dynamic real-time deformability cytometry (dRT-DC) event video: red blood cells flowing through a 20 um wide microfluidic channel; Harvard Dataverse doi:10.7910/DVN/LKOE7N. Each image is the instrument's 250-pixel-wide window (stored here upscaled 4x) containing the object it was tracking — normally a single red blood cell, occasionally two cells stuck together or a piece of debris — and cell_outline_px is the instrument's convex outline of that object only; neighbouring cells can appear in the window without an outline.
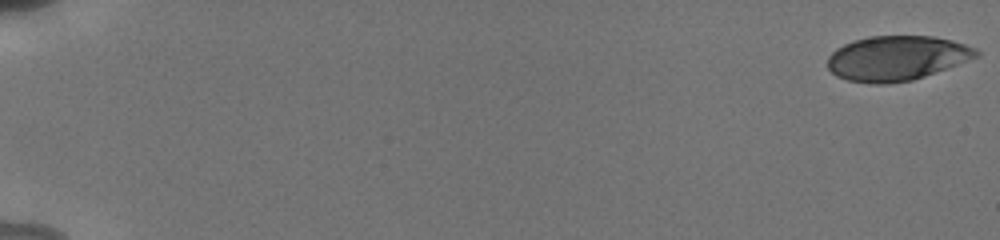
{"species": "human", "species_latin": "Homo sapiens", "temperature_condition": "cold", "stored_images_in_passage": 56, "camera_frame_rate_fps": 3000, "um_per_image_px": 0.085, "donor": {"sex": "male"}, "frame": {"image": 1, "passage_image": 1, "time_ms": 0.0, "image_size_px": [1000, 240], "cell_outline_px": [[980, 56], [924, 76], [912, 80], [888, 84], [872, 84], [848, 80], [836, 76], [828, 68], [828, 56], [836, 48], [844, 44], [868, 36], [932, 36], [952, 40], [976, 48], [980, 52]], "centroid_in_image_um": [76.22, 4.94], "position_along_channel_um": 8.8, "area_um2": 38.73}}
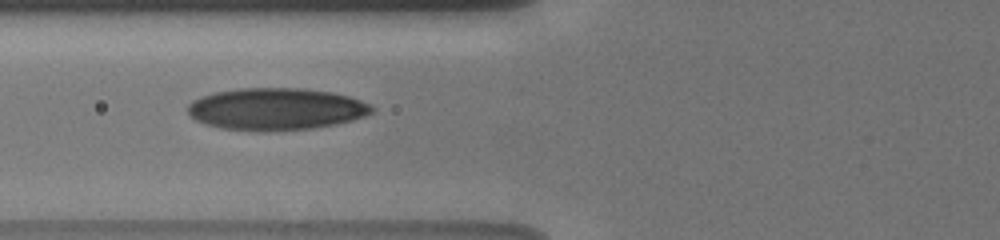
{"frame": {"image": 2, "passage_image": 24, "time_ms": 7.667, "image_size_px": [1000, 240], "cell_outline_px": [[376, 108], [372, 112], [364, 116], [352, 120], [336, 124], [312, 128], [264, 132], [256, 132], [220, 128], [204, 124], [196, 120], [188, 112], [188, 104], [192, 100], [200, 96], [212, 92], [240, 88], [300, 88], [332, 92], [348, 96], [372, 104]], "centroid_in_image_um": [23.44, 9.27], "position_along_channel_um": 102.4, "area_um2": 45.6}}
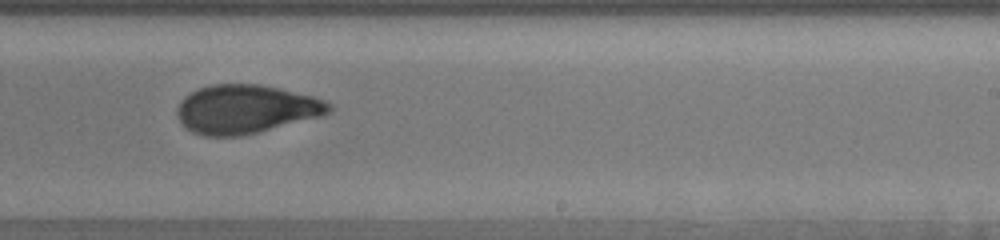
{"frame": {"image": 3, "passage_image": 37, "time_ms": 12.0, "image_size_px": [1000, 240], "cell_outline_px": [[332, 112], [324, 116], [260, 132], [240, 136], [204, 136], [192, 132], [184, 128], [180, 124], [176, 112], [176, 108], [180, 100], [184, 96], [200, 88], [212, 84], [260, 84], [312, 96], [324, 100], [332, 104]], "centroid_in_image_um": [20.89, 9.3], "position_along_channel_um": 268.1, "area_um2": 43.58}, "authors_computed_cell_mechanics": {"area_um2": 41.2403, "velocity_mm_per_s": 3.8296, "shape_relaxation_time_tau1_ms": 4.4511, "shape_relaxation_time_tau2_ms": 1.3666, "deformation_change_tau1": 0.1609, "deformation_change_tau2": 0.0736}}